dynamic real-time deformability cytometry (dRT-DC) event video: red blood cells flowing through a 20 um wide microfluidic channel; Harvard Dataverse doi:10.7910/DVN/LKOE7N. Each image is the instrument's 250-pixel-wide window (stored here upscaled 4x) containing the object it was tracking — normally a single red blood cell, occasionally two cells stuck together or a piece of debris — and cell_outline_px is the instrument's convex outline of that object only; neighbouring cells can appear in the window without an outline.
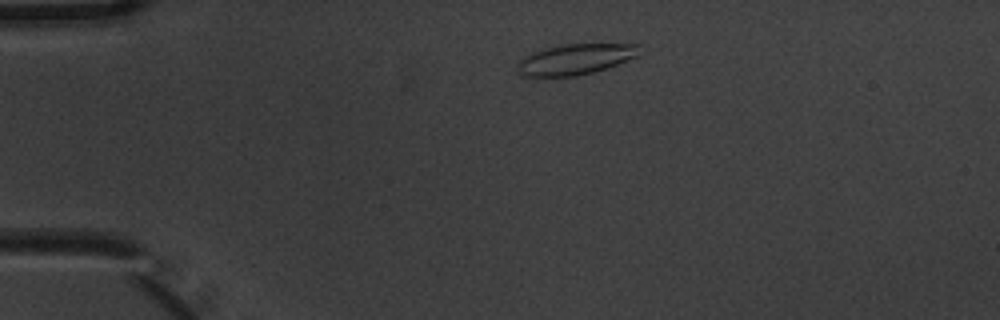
{"species": "common noctule bat (a hibernating species)", "species_latin": "Nyctalus noctula", "temperature_condition": "warm", "stored_images_in_passage": 3, "camera_frame_rate_fps": 3000, "um_per_image_px": 0.085, "animal": {"sex": "male", "body_mass_g": 20.1, "forearm_length_mm": 53.5}, "frame": {"image": 1, "passage_image": 2, "time_ms": 0.333, "image_size_px": [1000, 320], "cell_outline_px": [[640, 44], [636, 56], [616, 64], [592, 72], [576, 76], [520, 76], [516, 68], [516, 64], [524, 56], [532, 52], [564, 44]], "centroid_in_image_um": [48.83, 5.04], "position_along_channel_um": 36.2, "area_um2": 21.44}}